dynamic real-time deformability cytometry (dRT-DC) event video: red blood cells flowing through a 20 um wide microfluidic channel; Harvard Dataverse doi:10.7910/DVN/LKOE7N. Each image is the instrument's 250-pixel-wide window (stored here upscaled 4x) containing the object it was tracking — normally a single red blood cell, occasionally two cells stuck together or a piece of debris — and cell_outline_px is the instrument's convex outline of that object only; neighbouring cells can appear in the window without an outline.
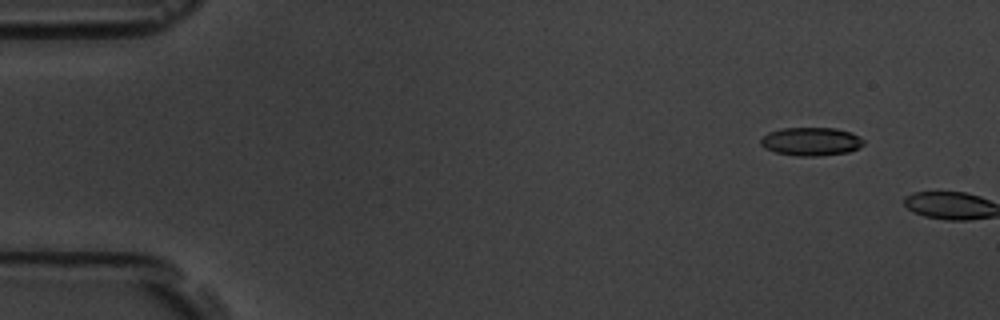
{"species": "common noctule bat (a hibernating species)", "species_latin": "Nyctalus noctula", "temperature_condition": "room temperature", "stored_images_in_passage": 3, "camera_frame_rate_fps": 3000, "um_per_image_px": 0.085, "animal": {"sex": "male", "body_mass_g": 19.5, "forearm_length_mm": 54.6}, "frame": {"image": 1, "passage_image": 2, "time_ms": 1.0, "image_size_px": [1000, 320], "cell_outline_px": [[864, 144], [860, 148], [848, 152], [820, 156], [796, 156], [776, 152], [764, 148], [760, 144], [760, 140], [768, 132], [780, 128], [836, 128], [852, 132], [860, 136], [864, 140]], "centroid_in_image_um": [68.97, 12.02], "position_along_channel_um": 16.0, "area_um2": 17.22}}